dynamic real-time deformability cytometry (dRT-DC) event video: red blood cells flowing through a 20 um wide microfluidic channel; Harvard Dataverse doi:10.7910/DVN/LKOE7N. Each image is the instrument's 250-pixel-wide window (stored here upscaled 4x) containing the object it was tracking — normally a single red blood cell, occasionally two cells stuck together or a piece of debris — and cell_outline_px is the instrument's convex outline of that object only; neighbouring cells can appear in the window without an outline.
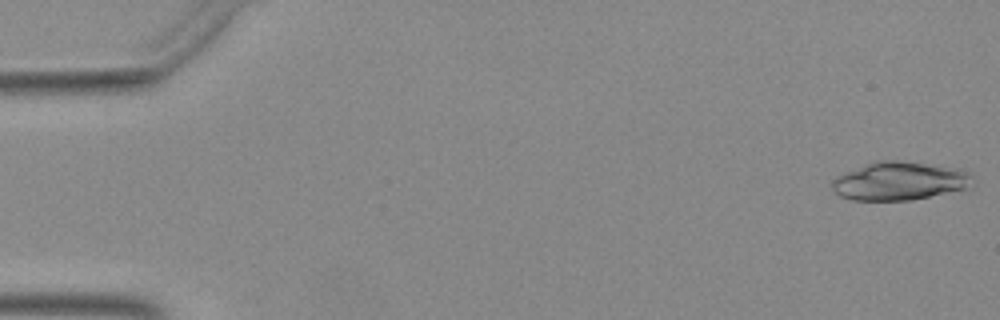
{"species": "Egyptian fruit bat (a non-hibernating species)", "species_latin": "Rousettus aegyptiacus", "temperature_condition": "warm", "stored_images_in_passage": 50, "camera_frame_rate_fps": 3000, "um_per_image_px": 0.085, "animal": {"sex": "female"}, "frame": {"image": 1, "passage_image": 1, "time_ms": 0.0, "image_size_px": [1000, 320], "cell_outline_px": [[972, 176], [964, 188], [912, 200], [852, 200], [840, 196], [832, 188], [832, 180], [836, 176], [876, 160], [896, 160], [960, 168], [968, 172]], "centroid_in_image_um": [76.39, 15.38], "position_along_channel_um": 8.6, "area_um2": 30.87}}